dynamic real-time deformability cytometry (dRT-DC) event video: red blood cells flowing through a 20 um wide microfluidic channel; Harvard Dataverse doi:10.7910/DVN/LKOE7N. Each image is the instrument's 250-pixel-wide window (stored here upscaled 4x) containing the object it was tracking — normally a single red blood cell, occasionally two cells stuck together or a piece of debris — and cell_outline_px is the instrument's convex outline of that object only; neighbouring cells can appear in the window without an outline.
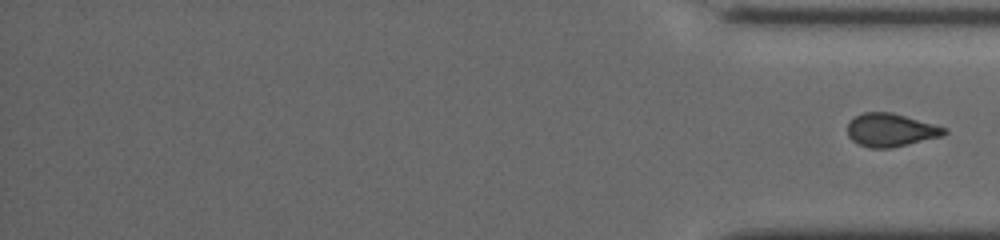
{"species": "common noctule bat (a hibernating species)", "species_latin": "Nyctalus noctula", "temperature_condition": "cold", "stored_images_in_passage": 56, "segment_of_instrument_passage": [2, 2], "camera_frame_rate_fps": 3000, "um_per_image_px": 0.085, "animal": {"sex": "female", "body_mass_g": 19.5, "forearm_length_mm": 54.1}, "frame": {"image": 1, "passage_image": 56, "time_ms": 18.667, "image_size_px": [1000, 240], "cell_outline_px": [[948, 132], [944, 136], [892, 148], [872, 148], [860, 144], [852, 140], [848, 136], [848, 124], [856, 116], [864, 112], [892, 112], [948, 128]], "centroid_in_image_um": [75.76, 11.06], "position_along_channel_um": 359.4, "area_um2": 18.73}}